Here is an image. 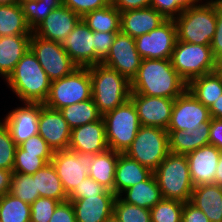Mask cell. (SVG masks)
I'll use <instances>...</instances> for the list:
<instances>
[{"label": "cell", "mask_w": 222, "mask_h": 222, "mask_svg": "<svg viewBox=\"0 0 222 222\" xmlns=\"http://www.w3.org/2000/svg\"><path fill=\"white\" fill-rule=\"evenodd\" d=\"M5 82L21 102L44 103L51 86L50 79L31 49L19 60Z\"/></svg>", "instance_id": "obj_2"}, {"label": "cell", "mask_w": 222, "mask_h": 222, "mask_svg": "<svg viewBox=\"0 0 222 222\" xmlns=\"http://www.w3.org/2000/svg\"><path fill=\"white\" fill-rule=\"evenodd\" d=\"M181 222H210L203 211L198 209L191 202H185Z\"/></svg>", "instance_id": "obj_50"}, {"label": "cell", "mask_w": 222, "mask_h": 222, "mask_svg": "<svg viewBox=\"0 0 222 222\" xmlns=\"http://www.w3.org/2000/svg\"><path fill=\"white\" fill-rule=\"evenodd\" d=\"M214 184L222 186V151L218 160L217 170L215 172Z\"/></svg>", "instance_id": "obj_55"}, {"label": "cell", "mask_w": 222, "mask_h": 222, "mask_svg": "<svg viewBox=\"0 0 222 222\" xmlns=\"http://www.w3.org/2000/svg\"><path fill=\"white\" fill-rule=\"evenodd\" d=\"M102 118L105 123L108 149L125 153L141 126L135 104L128 99L113 111L104 114Z\"/></svg>", "instance_id": "obj_6"}, {"label": "cell", "mask_w": 222, "mask_h": 222, "mask_svg": "<svg viewBox=\"0 0 222 222\" xmlns=\"http://www.w3.org/2000/svg\"><path fill=\"white\" fill-rule=\"evenodd\" d=\"M32 35H12L0 37V77L4 81L14 70L16 64L30 49Z\"/></svg>", "instance_id": "obj_25"}, {"label": "cell", "mask_w": 222, "mask_h": 222, "mask_svg": "<svg viewBox=\"0 0 222 222\" xmlns=\"http://www.w3.org/2000/svg\"><path fill=\"white\" fill-rule=\"evenodd\" d=\"M32 33L20 3L0 4V37Z\"/></svg>", "instance_id": "obj_31"}, {"label": "cell", "mask_w": 222, "mask_h": 222, "mask_svg": "<svg viewBox=\"0 0 222 222\" xmlns=\"http://www.w3.org/2000/svg\"><path fill=\"white\" fill-rule=\"evenodd\" d=\"M13 171L0 169V197L10 191Z\"/></svg>", "instance_id": "obj_53"}, {"label": "cell", "mask_w": 222, "mask_h": 222, "mask_svg": "<svg viewBox=\"0 0 222 222\" xmlns=\"http://www.w3.org/2000/svg\"><path fill=\"white\" fill-rule=\"evenodd\" d=\"M46 164L47 162L39 157V154L27 153L20 146H17L13 172L32 175Z\"/></svg>", "instance_id": "obj_40"}, {"label": "cell", "mask_w": 222, "mask_h": 222, "mask_svg": "<svg viewBox=\"0 0 222 222\" xmlns=\"http://www.w3.org/2000/svg\"><path fill=\"white\" fill-rule=\"evenodd\" d=\"M118 156L119 153L112 149L94 154L92 165L88 171L89 177L113 192Z\"/></svg>", "instance_id": "obj_30"}, {"label": "cell", "mask_w": 222, "mask_h": 222, "mask_svg": "<svg viewBox=\"0 0 222 222\" xmlns=\"http://www.w3.org/2000/svg\"><path fill=\"white\" fill-rule=\"evenodd\" d=\"M153 172L138 161L119 153L115 171L114 193L119 196L123 191L146 180Z\"/></svg>", "instance_id": "obj_26"}, {"label": "cell", "mask_w": 222, "mask_h": 222, "mask_svg": "<svg viewBox=\"0 0 222 222\" xmlns=\"http://www.w3.org/2000/svg\"><path fill=\"white\" fill-rule=\"evenodd\" d=\"M171 62L173 68L187 84L194 78L218 70L210 45L191 44L177 40Z\"/></svg>", "instance_id": "obj_7"}, {"label": "cell", "mask_w": 222, "mask_h": 222, "mask_svg": "<svg viewBox=\"0 0 222 222\" xmlns=\"http://www.w3.org/2000/svg\"><path fill=\"white\" fill-rule=\"evenodd\" d=\"M176 42L173 19H166L156 29L135 38L136 50L143 59H171Z\"/></svg>", "instance_id": "obj_12"}, {"label": "cell", "mask_w": 222, "mask_h": 222, "mask_svg": "<svg viewBox=\"0 0 222 222\" xmlns=\"http://www.w3.org/2000/svg\"><path fill=\"white\" fill-rule=\"evenodd\" d=\"M49 222H77L71 201L60 202Z\"/></svg>", "instance_id": "obj_49"}, {"label": "cell", "mask_w": 222, "mask_h": 222, "mask_svg": "<svg viewBox=\"0 0 222 222\" xmlns=\"http://www.w3.org/2000/svg\"><path fill=\"white\" fill-rule=\"evenodd\" d=\"M130 99L135 104L140 125L167 130L175 99L137 93H131Z\"/></svg>", "instance_id": "obj_16"}, {"label": "cell", "mask_w": 222, "mask_h": 222, "mask_svg": "<svg viewBox=\"0 0 222 222\" xmlns=\"http://www.w3.org/2000/svg\"><path fill=\"white\" fill-rule=\"evenodd\" d=\"M166 18L153 7L121 12L120 31L137 38L162 24Z\"/></svg>", "instance_id": "obj_22"}, {"label": "cell", "mask_w": 222, "mask_h": 222, "mask_svg": "<svg viewBox=\"0 0 222 222\" xmlns=\"http://www.w3.org/2000/svg\"><path fill=\"white\" fill-rule=\"evenodd\" d=\"M153 174L163 198L183 203L191 201L194 185L186 155L170 152Z\"/></svg>", "instance_id": "obj_5"}, {"label": "cell", "mask_w": 222, "mask_h": 222, "mask_svg": "<svg viewBox=\"0 0 222 222\" xmlns=\"http://www.w3.org/2000/svg\"><path fill=\"white\" fill-rule=\"evenodd\" d=\"M218 70L222 73V63L218 65Z\"/></svg>", "instance_id": "obj_58"}, {"label": "cell", "mask_w": 222, "mask_h": 222, "mask_svg": "<svg viewBox=\"0 0 222 222\" xmlns=\"http://www.w3.org/2000/svg\"><path fill=\"white\" fill-rule=\"evenodd\" d=\"M16 148L7 127L0 120V169L13 171Z\"/></svg>", "instance_id": "obj_41"}, {"label": "cell", "mask_w": 222, "mask_h": 222, "mask_svg": "<svg viewBox=\"0 0 222 222\" xmlns=\"http://www.w3.org/2000/svg\"><path fill=\"white\" fill-rule=\"evenodd\" d=\"M190 202L203 211L210 222H222V186H194Z\"/></svg>", "instance_id": "obj_27"}, {"label": "cell", "mask_w": 222, "mask_h": 222, "mask_svg": "<svg viewBox=\"0 0 222 222\" xmlns=\"http://www.w3.org/2000/svg\"><path fill=\"white\" fill-rule=\"evenodd\" d=\"M93 156L94 154H84L69 149L53 153L51 163L67 196L89 176L88 171L92 165Z\"/></svg>", "instance_id": "obj_11"}, {"label": "cell", "mask_w": 222, "mask_h": 222, "mask_svg": "<svg viewBox=\"0 0 222 222\" xmlns=\"http://www.w3.org/2000/svg\"><path fill=\"white\" fill-rule=\"evenodd\" d=\"M211 122L209 108L199 102L186 89L174 100L171 119L167 130H187L199 128L201 123Z\"/></svg>", "instance_id": "obj_14"}, {"label": "cell", "mask_w": 222, "mask_h": 222, "mask_svg": "<svg viewBox=\"0 0 222 222\" xmlns=\"http://www.w3.org/2000/svg\"><path fill=\"white\" fill-rule=\"evenodd\" d=\"M210 122H203L199 128L187 130H167L169 150L171 153L187 155L188 153L210 144Z\"/></svg>", "instance_id": "obj_24"}, {"label": "cell", "mask_w": 222, "mask_h": 222, "mask_svg": "<svg viewBox=\"0 0 222 222\" xmlns=\"http://www.w3.org/2000/svg\"><path fill=\"white\" fill-rule=\"evenodd\" d=\"M203 1L184 9L173 19L178 41L199 45L211 44L216 30V0Z\"/></svg>", "instance_id": "obj_4"}, {"label": "cell", "mask_w": 222, "mask_h": 222, "mask_svg": "<svg viewBox=\"0 0 222 222\" xmlns=\"http://www.w3.org/2000/svg\"><path fill=\"white\" fill-rule=\"evenodd\" d=\"M59 111L71 129L102 118L93 98L65 106Z\"/></svg>", "instance_id": "obj_34"}, {"label": "cell", "mask_w": 222, "mask_h": 222, "mask_svg": "<svg viewBox=\"0 0 222 222\" xmlns=\"http://www.w3.org/2000/svg\"><path fill=\"white\" fill-rule=\"evenodd\" d=\"M16 0H0V4H13Z\"/></svg>", "instance_id": "obj_56"}, {"label": "cell", "mask_w": 222, "mask_h": 222, "mask_svg": "<svg viewBox=\"0 0 222 222\" xmlns=\"http://www.w3.org/2000/svg\"><path fill=\"white\" fill-rule=\"evenodd\" d=\"M119 196L126 203L149 210L163 199L153 173L146 180L123 191Z\"/></svg>", "instance_id": "obj_28"}, {"label": "cell", "mask_w": 222, "mask_h": 222, "mask_svg": "<svg viewBox=\"0 0 222 222\" xmlns=\"http://www.w3.org/2000/svg\"><path fill=\"white\" fill-rule=\"evenodd\" d=\"M116 195L88 196L83 199H68L73 205L77 222H105L113 215Z\"/></svg>", "instance_id": "obj_23"}, {"label": "cell", "mask_w": 222, "mask_h": 222, "mask_svg": "<svg viewBox=\"0 0 222 222\" xmlns=\"http://www.w3.org/2000/svg\"><path fill=\"white\" fill-rule=\"evenodd\" d=\"M35 180L36 191L40 197L56 199L60 202L68 200V196L63 189L60 178L58 177L53 164L47 163L43 168L32 174Z\"/></svg>", "instance_id": "obj_32"}, {"label": "cell", "mask_w": 222, "mask_h": 222, "mask_svg": "<svg viewBox=\"0 0 222 222\" xmlns=\"http://www.w3.org/2000/svg\"><path fill=\"white\" fill-rule=\"evenodd\" d=\"M111 3V0H63V5L70 8L81 18L87 13L101 9Z\"/></svg>", "instance_id": "obj_47"}, {"label": "cell", "mask_w": 222, "mask_h": 222, "mask_svg": "<svg viewBox=\"0 0 222 222\" xmlns=\"http://www.w3.org/2000/svg\"><path fill=\"white\" fill-rule=\"evenodd\" d=\"M119 32H96L94 35V53L96 54V64L102 63L107 57L110 48L114 42L116 34Z\"/></svg>", "instance_id": "obj_46"}, {"label": "cell", "mask_w": 222, "mask_h": 222, "mask_svg": "<svg viewBox=\"0 0 222 222\" xmlns=\"http://www.w3.org/2000/svg\"><path fill=\"white\" fill-rule=\"evenodd\" d=\"M210 47L219 65L222 63V0H216V30Z\"/></svg>", "instance_id": "obj_48"}, {"label": "cell", "mask_w": 222, "mask_h": 222, "mask_svg": "<svg viewBox=\"0 0 222 222\" xmlns=\"http://www.w3.org/2000/svg\"><path fill=\"white\" fill-rule=\"evenodd\" d=\"M184 203L163 198L150 209L151 222H181Z\"/></svg>", "instance_id": "obj_38"}, {"label": "cell", "mask_w": 222, "mask_h": 222, "mask_svg": "<svg viewBox=\"0 0 222 222\" xmlns=\"http://www.w3.org/2000/svg\"><path fill=\"white\" fill-rule=\"evenodd\" d=\"M68 149L84 154H98L106 151L108 143L103 118L73 128Z\"/></svg>", "instance_id": "obj_20"}, {"label": "cell", "mask_w": 222, "mask_h": 222, "mask_svg": "<svg viewBox=\"0 0 222 222\" xmlns=\"http://www.w3.org/2000/svg\"><path fill=\"white\" fill-rule=\"evenodd\" d=\"M200 0H151L150 7L156 9L166 19H174L187 8L196 5Z\"/></svg>", "instance_id": "obj_42"}, {"label": "cell", "mask_w": 222, "mask_h": 222, "mask_svg": "<svg viewBox=\"0 0 222 222\" xmlns=\"http://www.w3.org/2000/svg\"><path fill=\"white\" fill-rule=\"evenodd\" d=\"M91 98L89 67H78L71 74L51 82L49 94L43 105L53 110H60Z\"/></svg>", "instance_id": "obj_9"}, {"label": "cell", "mask_w": 222, "mask_h": 222, "mask_svg": "<svg viewBox=\"0 0 222 222\" xmlns=\"http://www.w3.org/2000/svg\"><path fill=\"white\" fill-rule=\"evenodd\" d=\"M82 18L64 5L53 9L32 31L46 40L62 43Z\"/></svg>", "instance_id": "obj_19"}, {"label": "cell", "mask_w": 222, "mask_h": 222, "mask_svg": "<svg viewBox=\"0 0 222 222\" xmlns=\"http://www.w3.org/2000/svg\"><path fill=\"white\" fill-rule=\"evenodd\" d=\"M113 215L120 222H151L149 209L126 203L120 196L114 201Z\"/></svg>", "instance_id": "obj_39"}, {"label": "cell", "mask_w": 222, "mask_h": 222, "mask_svg": "<svg viewBox=\"0 0 222 222\" xmlns=\"http://www.w3.org/2000/svg\"><path fill=\"white\" fill-rule=\"evenodd\" d=\"M9 193L30 205L40 197L32 175L15 172L12 175Z\"/></svg>", "instance_id": "obj_37"}, {"label": "cell", "mask_w": 222, "mask_h": 222, "mask_svg": "<svg viewBox=\"0 0 222 222\" xmlns=\"http://www.w3.org/2000/svg\"><path fill=\"white\" fill-rule=\"evenodd\" d=\"M209 139L210 144L222 151V119L211 118Z\"/></svg>", "instance_id": "obj_52"}, {"label": "cell", "mask_w": 222, "mask_h": 222, "mask_svg": "<svg viewBox=\"0 0 222 222\" xmlns=\"http://www.w3.org/2000/svg\"><path fill=\"white\" fill-rule=\"evenodd\" d=\"M98 195H116L113 191L106 189L91 177H87L78 184L77 187L68 196V199H83L88 196Z\"/></svg>", "instance_id": "obj_44"}, {"label": "cell", "mask_w": 222, "mask_h": 222, "mask_svg": "<svg viewBox=\"0 0 222 222\" xmlns=\"http://www.w3.org/2000/svg\"><path fill=\"white\" fill-rule=\"evenodd\" d=\"M30 49L51 82L71 74L78 68L59 42L46 40L32 33Z\"/></svg>", "instance_id": "obj_10"}, {"label": "cell", "mask_w": 222, "mask_h": 222, "mask_svg": "<svg viewBox=\"0 0 222 222\" xmlns=\"http://www.w3.org/2000/svg\"><path fill=\"white\" fill-rule=\"evenodd\" d=\"M22 103L23 107L20 105V107L10 110L2 121L17 146L38 134L40 109L44 106L40 102Z\"/></svg>", "instance_id": "obj_15"}, {"label": "cell", "mask_w": 222, "mask_h": 222, "mask_svg": "<svg viewBox=\"0 0 222 222\" xmlns=\"http://www.w3.org/2000/svg\"><path fill=\"white\" fill-rule=\"evenodd\" d=\"M61 44L71 60L78 67L96 65L93 31L82 19Z\"/></svg>", "instance_id": "obj_18"}, {"label": "cell", "mask_w": 222, "mask_h": 222, "mask_svg": "<svg viewBox=\"0 0 222 222\" xmlns=\"http://www.w3.org/2000/svg\"><path fill=\"white\" fill-rule=\"evenodd\" d=\"M220 154L221 150L212 144H208L186 155L194 186L214 184Z\"/></svg>", "instance_id": "obj_21"}, {"label": "cell", "mask_w": 222, "mask_h": 222, "mask_svg": "<svg viewBox=\"0 0 222 222\" xmlns=\"http://www.w3.org/2000/svg\"><path fill=\"white\" fill-rule=\"evenodd\" d=\"M187 89V83L172 66L171 59H142L131 81V93L175 99Z\"/></svg>", "instance_id": "obj_1"}, {"label": "cell", "mask_w": 222, "mask_h": 222, "mask_svg": "<svg viewBox=\"0 0 222 222\" xmlns=\"http://www.w3.org/2000/svg\"><path fill=\"white\" fill-rule=\"evenodd\" d=\"M111 4L120 12L150 7L151 0H111Z\"/></svg>", "instance_id": "obj_51"}, {"label": "cell", "mask_w": 222, "mask_h": 222, "mask_svg": "<svg viewBox=\"0 0 222 222\" xmlns=\"http://www.w3.org/2000/svg\"><path fill=\"white\" fill-rule=\"evenodd\" d=\"M71 128L59 110H53L45 105L40 109L38 134L55 151L68 149Z\"/></svg>", "instance_id": "obj_17"}, {"label": "cell", "mask_w": 222, "mask_h": 222, "mask_svg": "<svg viewBox=\"0 0 222 222\" xmlns=\"http://www.w3.org/2000/svg\"><path fill=\"white\" fill-rule=\"evenodd\" d=\"M105 222H120V221L114 215H112Z\"/></svg>", "instance_id": "obj_57"}, {"label": "cell", "mask_w": 222, "mask_h": 222, "mask_svg": "<svg viewBox=\"0 0 222 222\" xmlns=\"http://www.w3.org/2000/svg\"><path fill=\"white\" fill-rule=\"evenodd\" d=\"M89 72L92 98L102 116L130 99L131 82L118 71L100 63Z\"/></svg>", "instance_id": "obj_3"}, {"label": "cell", "mask_w": 222, "mask_h": 222, "mask_svg": "<svg viewBox=\"0 0 222 222\" xmlns=\"http://www.w3.org/2000/svg\"><path fill=\"white\" fill-rule=\"evenodd\" d=\"M1 222H30V204L9 192L0 197Z\"/></svg>", "instance_id": "obj_36"}, {"label": "cell", "mask_w": 222, "mask_h": 222, "mask_svg": "<svg viewBox=\"0 0 222 222\" xmlns=\"http://www.w3.org/2000/svg\"><path fill=\"white\" fill-rule=\"evenodd\" d=\"M209 113L211 118L222 119V95L210 106Z\"/></svg>", "instance_id": "obj_54"}, {"label": "cell", "mask_w": 222, "mask_h": 222, "mask_svg": "<svg viewBox=\"0 0 222 222\" xmlns=\"http://www.w3.org/2000/svg\"><path fill=\"white\" fill-rule=\"evenodd\" d=\"M60 201L39 197L30 205V222H49Z\"/></svg>", "instance_id": "obj_43"}, {"label": "cell", "mask_w": 222, "mask_h": 222, "mask_svg": "<svg viewBox=\"0 0 222 222\" xmlns=\"http://www.w3.org/2000/svg\"><path fill=\"white\" fill-rule=\"evenodd\" d=\"M84 23L96 32H120L121 12L111 3L82 17Z\"/></svg>", "instance_id": "obj_33"}, {"label": "cell", "mask_w": 222, "mask_h": 222, "mask_svg": "<svg viewBox=\"0 0 222 222\" xmlns=\"http://www.w3.org/2000/svg\"><path fill=\"white\" fill-rule=\"evenodd\" d=\"M24 151L32 154H39L47 163H50L53 157V150L47 142L39 135H34L19 145Z\"/></svg>", "instance_id": "obj_45"}, {"label": "cell", "mask_w": 222, "mask_h": 222, "mask_svg": "<svg viewBox=\"0 0 222 222\" xmlns=\"http://www.w3.org/2000/svg\"><path fill=\"white\" fill-rule=\"evenodd\" d=\"M142 59L136 50L135 39L120 31L116 34L110 51L102 64L118 71L131 82L138 72Z\"/></svg>", "instance_id": "obj_13"}, {"label": "cell", "mask_w": 222, "mask_h": 222, "mask_svg": "<svg viewBox=\"0 0 222 222\" xmlns=\"http://www.w3.org/2000/svg\"><path fill=\"white\" fill-rule=\"evenodd\" d=\"M187 89L203 105L210 106L222 95V73L219 70L194 78Z\"/></svg>", "instance_id": "obj_29"}, {"label": "cell", "mask_w": 222, "mask_h": 222, "mask_svg": "<svg viewBox=\"0 0 222 222\" xmlns=\"http://www.w3.org/2000/svg\"><path fill=\"white\" fill-rule=\"evenodd\" d=\"M25 21L33 31L53 9L63 5V0H22Z\"/></svg>", "instance_id": "obj_35"}, {"label": "cell", "mask_w": 222, "mask_h": 222, "mask_svg": "<svg viewBox=\"0 0 222 222\" xmlns=\"http://www.w3.org/2000/svg\"><path fill=\"white\" fill-rule=\"evenodd\" d=\"M169 153L167 130L141 125L124 154L154 172Z\"/></svg>", "instance_id": "obj_8"}]
</instances>
